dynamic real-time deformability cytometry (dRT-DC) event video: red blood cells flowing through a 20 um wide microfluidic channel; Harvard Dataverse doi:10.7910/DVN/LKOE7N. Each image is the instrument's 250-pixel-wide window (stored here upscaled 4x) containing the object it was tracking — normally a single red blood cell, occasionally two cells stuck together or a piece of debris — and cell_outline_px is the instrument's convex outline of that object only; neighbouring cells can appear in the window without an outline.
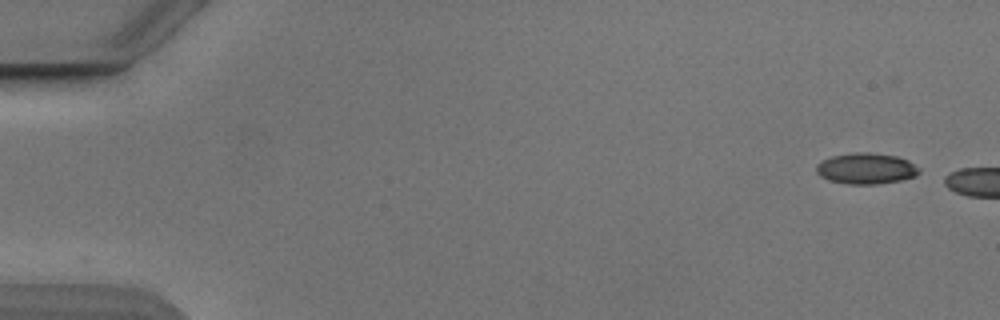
{"species": "Egyptian fruit bat (a non-hibernating species)", "species_latin": "Rousettus aegyptiacus", "temperature_condition": "cold", "stored_images_in_passage": 5, "camera_frame_rate_fps": 3000, "um_per_image_px": 0.085, "animal": {"sex": "male"}, "frame": {"image": 1, "passage_image": 1, "time_ms": 0.0, "image_size_px": [1000, 320], "cell_outline_px": [[920, 172], [916, 176], [900, 180], [876, 184], [848, 184], [828, 180], [820, 176], [816, 172], [816, 164], [832, 156], [856, 152], [868, 152], [896, 156], [908, 160], [920, 168]], "centroid_in_image_um": [73.62, 14.32], "position_along_channel_um": 11.4, "area_um2": 18.55}}